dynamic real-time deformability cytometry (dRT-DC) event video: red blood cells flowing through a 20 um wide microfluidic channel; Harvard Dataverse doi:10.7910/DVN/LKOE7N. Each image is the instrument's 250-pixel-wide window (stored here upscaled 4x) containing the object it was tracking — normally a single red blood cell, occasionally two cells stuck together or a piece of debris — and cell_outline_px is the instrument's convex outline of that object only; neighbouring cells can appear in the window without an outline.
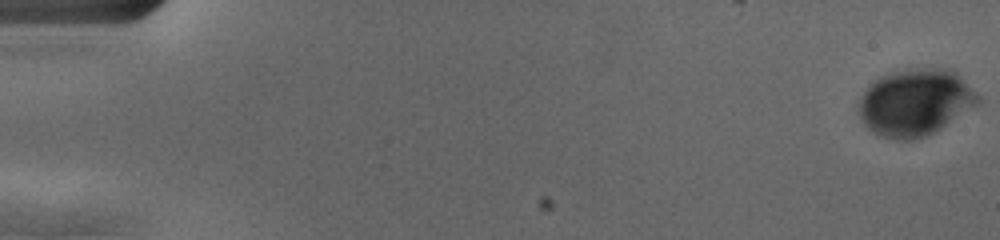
{"species": "human", "species_latin": "Homo sapiens", "temperature_condition": "cold", "stored_images_in_passage": 57, "camera_frame_rate_fps": 3000, "um_per_image_px": 0.085, "donor": {"sex": "female"}, "frame": {"image": 1, "passage_image": 1, "time_ms": 0.0, "image_size_px": [1000, 240], "cell_outline_px": [[980, 104], [936, 132], [928, 136], [912, 140], [900, 140], [880, 136], [872, 132], [864, 124], [860, 116], [860, 100], [864, 92], [876, 80], [892, 72], [924, 68], [948, 68], [956, 72], [980, 96]], "centroid_in_image_um": [77.86, 8.73], "position_along_channel_um": 7.1, "area_um2": 46.3}}
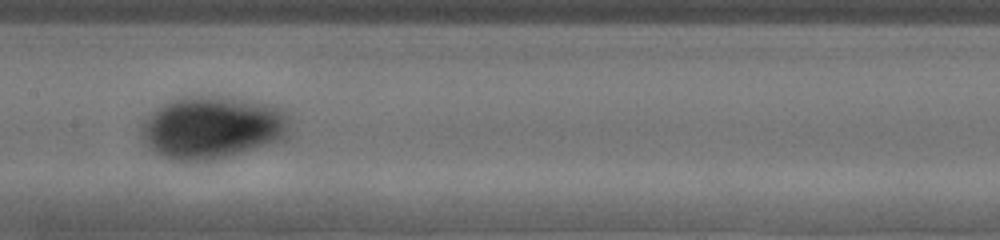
{"frame": {"image": 2, "passage_image": 30, "time_ms": 9.667, "image_size_px": [1000, 240], "cell_outline_px": [[292, 136], [288, 140], [224, 160], [196, 164], [180, 164], [164, 160], [156, 156], [144, 144], [140, 136], [140, 124], [144, 116], [148, 112], [160, 104], [176, 96], [232, 96], [272, 104], [284, 108], [292, 112]], "centroid_in_image_um": [18.09, 10.9], "position_along_channel_um": 189.3, "area_um2": 59.01}}
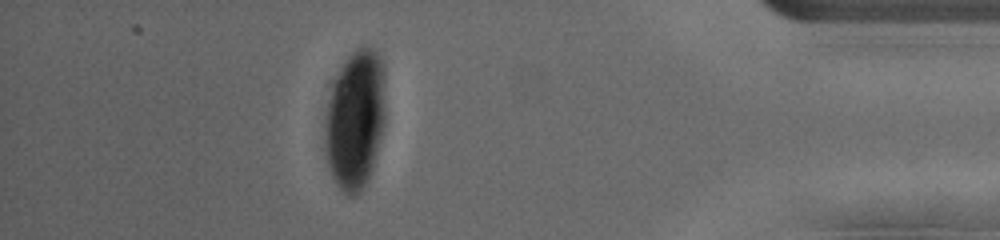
{"frame": {"image": 3, "passage_image": 51, "time_ms": 16.667, "image_size_px": [1000, 240], "cell_outline_px": [[384, 124], [380, 140], [372, 168], [368, 180], [360, 192], [356, 196], [348, 196], [336, 184], [328, 168], [324, 148], [324, 120], [328, 80], [344, 60], [356, 48], [364, 44], [368, 44], [380, 56], [384, 64]], "centroid_in_image_um": [30.13, 10.08], "position_along_channel_um": 405.1, "area_um2": 50.98}}